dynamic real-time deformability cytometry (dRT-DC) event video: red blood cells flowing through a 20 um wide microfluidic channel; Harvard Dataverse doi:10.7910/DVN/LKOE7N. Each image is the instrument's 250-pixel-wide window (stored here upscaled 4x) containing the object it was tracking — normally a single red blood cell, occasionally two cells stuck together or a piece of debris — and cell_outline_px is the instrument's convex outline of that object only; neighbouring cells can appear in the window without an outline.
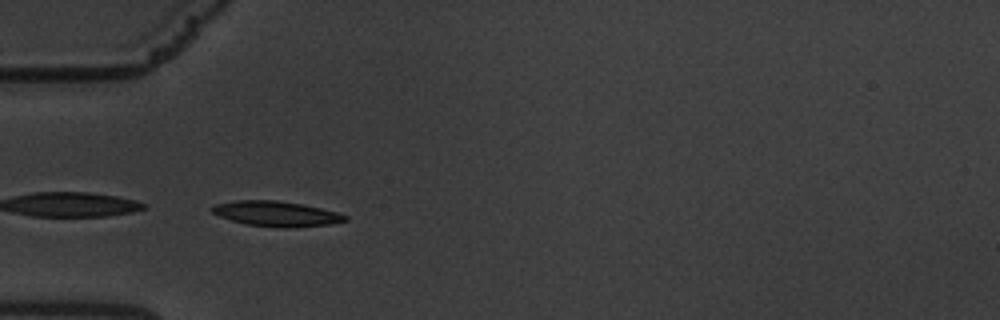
{"species": "common noctule bat (a hibernating species)", "species_latin": "Nyctalus noctula", "temperature_condition": "warm", "stored_images_in_passage": 42, "camera_frame_rate_fps": 3000, "um_per_image_px": 0.085, "animal": {"sex": "male", "body_mass_g": 19.5, "forearm_length_mm": 54.6}, "frame": {"image": 1, "passage_image": 1, "time_ms": 0.0, "image_size_px": [1000, 320], "cell_outline_px": [[348, 220], [332, 224], [288, 228], [276, 228], [248, 224], [232, 220], [220, 216], [212, 212], [208, 208], [216, 204], [232, 200], [276, 200], [304, 204], [336, 212], [348, 216]], "centroid_in_image_um": [23.49, 18.16], "position_along_channel_um": 61.5, "area_um2": 19.65}}
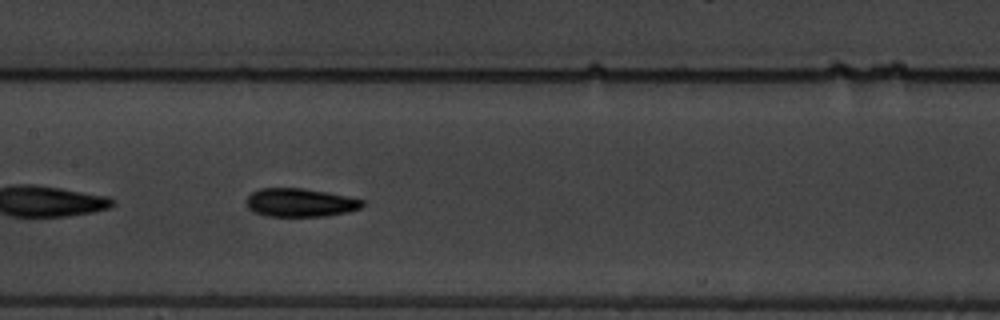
{"frame": {"image": 2, "passage_image": 12, "time_ms": 3.667, "image_size_px": [1000, 320], "cell_outline_px": [[364, 204], [360, 208], [348, 212], [324, 216], [268, 216], [252, 212], [248, 208], [248, 196], [252, 192], [260, 188], [304, 188], [328, 192], [348, 196], [364, 200]], "centroid_in_image_um": [25.53, 17.21], "position_along_channel_um": 181.9, "area_um2": 19.25}}
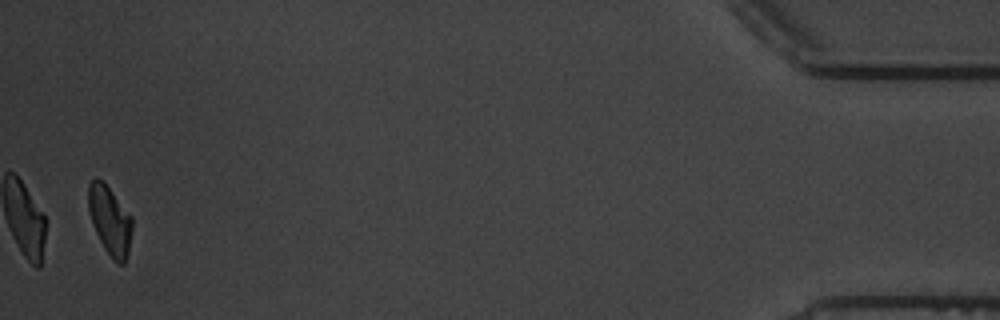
{"frame": {"image": 3, "passage_image": 41, "time_ms": 13.333, "image_size_px": [1000, 320], "cell_outline_px": [[132, 232], [128, 252], [124, 264], [116, 264], [112, 260], [104, 248], [92, 224], [88, 208], [88, 184], [96, 176], [108, 188], [132, 216]], "centroid_in_image_um": [9.34, 18.77], "position_along_channel_um": 425.9, "area_um2": 17.46}, "authors_computed_cell_mechanics": {"area_um2": 18.8717, "velocity_mm_per_s": 3.375, "shape_relaxation_time_tau1_ms": 3.5686, "shape_relaxation_time_tau2_ms": 2.1644, "deformation_change_tau1": 0.1469, "deformation_change_tau2": 0.0631}}